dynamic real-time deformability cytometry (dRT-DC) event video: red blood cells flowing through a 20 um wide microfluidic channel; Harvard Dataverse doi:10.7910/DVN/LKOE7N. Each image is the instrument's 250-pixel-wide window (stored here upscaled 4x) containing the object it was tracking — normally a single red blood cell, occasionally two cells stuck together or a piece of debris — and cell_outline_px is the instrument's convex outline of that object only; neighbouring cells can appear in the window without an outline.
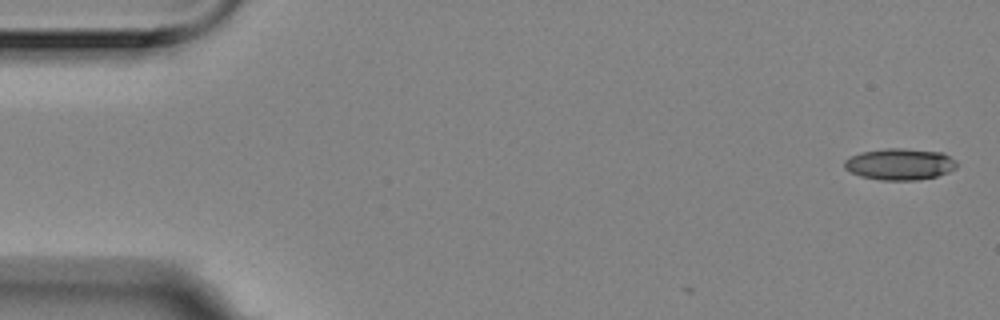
{"species": "Egyptian fruit bat (a non-hibernating species)", "species_latin": "Rousettus aegyptiacus", "temperature_condition": "room temperature", "stored_images_in_passage": 4, "camera_frame_rate_fps": 3000, "um_per_image_px": 0.085, "animal": {"sex": "female"}, "frame": {"image": 1, "passage_image": 1, "time_ms": 0.0, "image_size_px": [1000, 320], "cell_outline_px": [[960, 164], [956, 168], [948, 172], [936, 176], [916, 180], [880, 180], [860, 176], [844, 168], [844, 160], [860, 152], [884, 148], [904, 148], [944, 152], [956, 160]], "centroid_in_image_um": [76.52, 13.94], "position_along_channel_um": 8.5, "area_um2": 20.87}}